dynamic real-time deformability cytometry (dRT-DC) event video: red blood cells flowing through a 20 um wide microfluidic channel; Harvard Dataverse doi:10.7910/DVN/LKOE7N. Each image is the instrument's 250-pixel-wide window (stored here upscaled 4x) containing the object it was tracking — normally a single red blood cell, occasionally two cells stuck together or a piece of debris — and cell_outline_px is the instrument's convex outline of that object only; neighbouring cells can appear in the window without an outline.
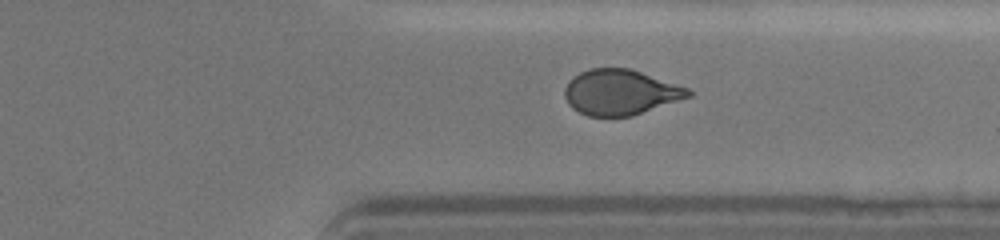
{"species": "human", "species_latin": "Homo sapiens", "temperature_condition": "cold", "stored_images_in_passage": 37, "segment_of_instrument_passage": [1, 2], "camera_frame_rate_fps": 3000, "um_per_image_px": 0.085, "donor": {"sex": "female"}, "frame": {"image": 1, "passage_image": 25, "time_ms": 8.0, "image_size_px": [1000, 240], "cell_outline_px": [[692, 96], [632, 116], [588, 116], [572, 108], [568, 104], [564, 96], [564, 88], [568, 80], [572, 76], [588, 68], [632, 68], [688, 88], [692, 92]], "centroid_in_image_um": [52.71, 7.83], "position_along_channel_um": 358.7, "area_um2": 32.95}}
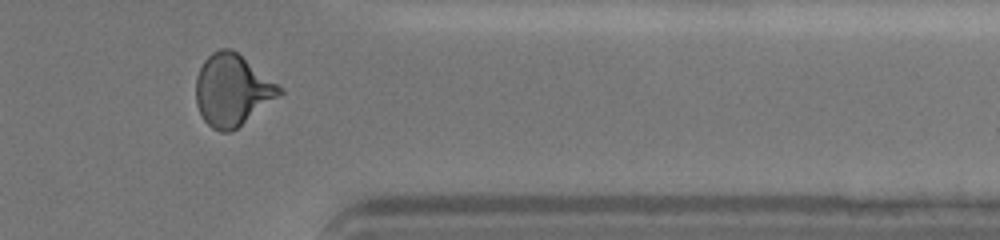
{"frame": {"image": 2, "passage_image": 28, "time_ms": 9.0, "image_size_px": [1000, 240], "cell_outline_px": [[284, 92], [232, 132], [220, 132], [212, 128], [204, 120], [196, 104], [196, 76], [204, 60], [212, 52], [220, 48], [232, 48], [284, 88]], "centroid_in_image_um": [19.74, 7.65], "position_along_channel_um": 391.7, "area_um2": 34.91}}